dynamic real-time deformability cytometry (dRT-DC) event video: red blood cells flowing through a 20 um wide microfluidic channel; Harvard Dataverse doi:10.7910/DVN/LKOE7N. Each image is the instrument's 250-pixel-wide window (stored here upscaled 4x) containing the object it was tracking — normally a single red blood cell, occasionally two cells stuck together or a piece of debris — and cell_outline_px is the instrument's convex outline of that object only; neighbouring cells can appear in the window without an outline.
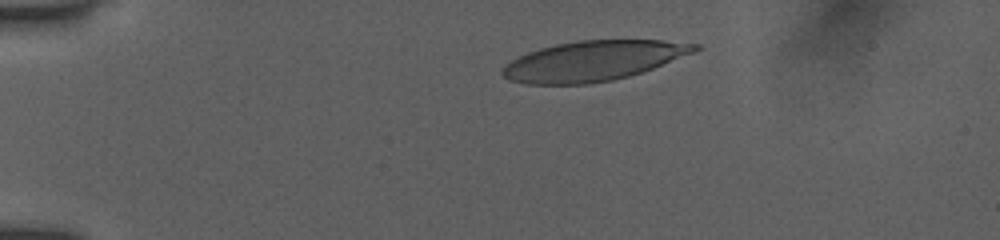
{"species": "human", "species_latin": "Homo sapiens", "temperature_condition": "room temperature", "stored_images_in_passage": 38, "camera_frame_rate_fps": 3000, "um_per_image_px": 0.085, "donor": {"sex": "female"}, "frame": {"image": 1, "passage_image": 4, "time_ms": 1.0, "image_size_px": [1000, 240], "cell_outline_px": [[700, 48], [696, 52], [652, 68], [628, 76], [612, 80], [588, 84], [524, 84], [508, 80], [500, 72], [512, 60], [528, 52], [540, 48], [556, 44], [576, 40], [660, 40], [700, 44]], "centroid_in_image_um": [50.43, 5.17], "position_along_channel_um": 34.6, "area_um2": 44.62}}
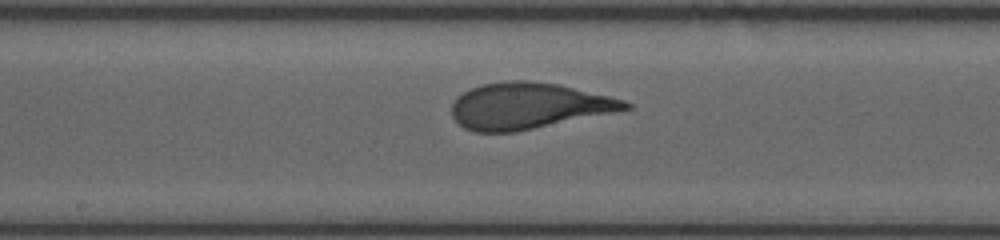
{"frame": {"image": 2, "passage_image": 22, "time_ms": 7.0, "image_size_px": [1000, 240], "cell_outline_px": [[632, 108], [516, 132], [476, 132], [464, 128], [452, 116], [452, 104], [456, 96], [472, 88], [484, 84], [508, 80], [528, 80], [560, 84], [624, 100], [632, 104]], "centroid_in_image_um": [44.88, 8.99], "position_along_channel_um": 203.3, "area_um2": 46.41}}
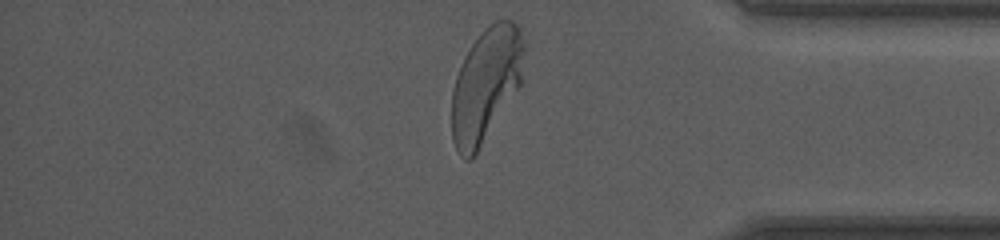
{"frame": {"image": 3, "passage_image": 38, "time_ms": 12.333, "image_size_px": [1000, 240], "cell_outline_px": [[524, 52], [520, 84], [472, 160], [464, 160], [460, 156], [452, 140], [452, 92], [456, 76], [472, 44], [484, 28], [488, 24], [504, 16], [512, 20], [520, 28], [524, 44]], "centroid_in_image_um": [41.3, 7.17], "position_along_channel_um": 393.9, "area_um2": 47.63}, "authors_computed_cell_mechanics": {"area_um2": 46.2978, "velocity_mm_per_s": 3.8875, "shape_relaxation_time_tau1_ms": 4.4212, "shape_relaxation_time_tau2_ms": null, "deformation_change_tau1": 0.219, "deformation_change_tau2": null}}